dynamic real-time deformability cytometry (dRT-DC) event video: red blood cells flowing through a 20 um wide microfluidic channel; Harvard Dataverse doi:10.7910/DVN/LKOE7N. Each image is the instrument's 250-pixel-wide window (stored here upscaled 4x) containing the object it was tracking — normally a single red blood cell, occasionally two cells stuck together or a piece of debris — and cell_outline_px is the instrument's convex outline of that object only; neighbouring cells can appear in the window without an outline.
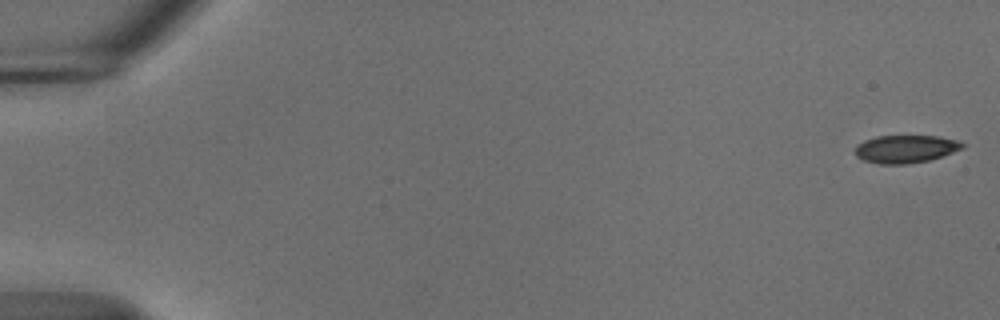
{"species": "common noctule bat (a hibernating species)", "species_latin": "Nyctalus noctula", "temperature_condition": "cold", "stored_images_in_passage": 15, "camera_frame_rate_fps": 3000, "um_per_image_px": 0.085, "animal": {"sex": "male", "body_mass_g": 18.8}, "frame": {"image": 1, "passage_image": 1, "time_ms": 0.0, "image_size_px": [1000, 320], "cell_outline_px": [[964, 148], [928, 160], [908, 164], [880, 164], [864, 160], [856, 156], [856, 144], [864, 140], [876, 136], [940, 136], [956, 140], [964, 144]], "centroid_in_image_um": [76.95, 12.65], "position_along_channel_um": 8.1, "area_um2": 17.28}}
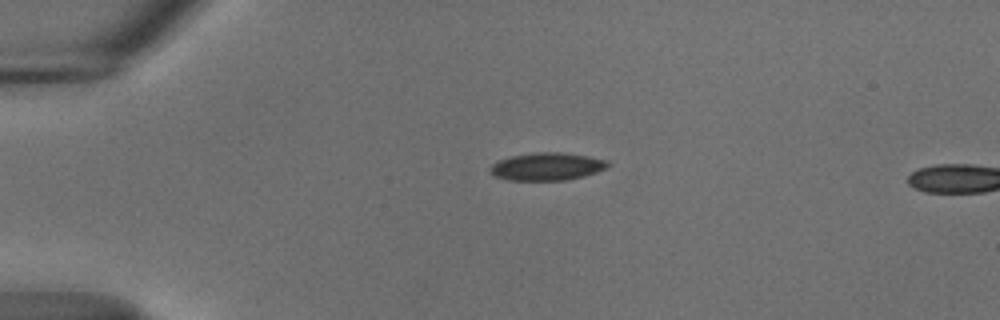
{"frame": {"image": 2, "passage_image": 13, "time_ms": 4.0, "image_size_px": [1000, 320], "cell_outline_px": [[612, 164], [596, 172], [584, 176], [568, 180], [508, 180], [492, 176], [488, 168], [492, 164], [500, 160], [512, 156], [536, 152], [560, 152], [588, 156], [608, 160]], "centroid_in_image_um": [46.48, 14.16], "position_along_channel_um": 38.5, "area_um2": 19.07}}